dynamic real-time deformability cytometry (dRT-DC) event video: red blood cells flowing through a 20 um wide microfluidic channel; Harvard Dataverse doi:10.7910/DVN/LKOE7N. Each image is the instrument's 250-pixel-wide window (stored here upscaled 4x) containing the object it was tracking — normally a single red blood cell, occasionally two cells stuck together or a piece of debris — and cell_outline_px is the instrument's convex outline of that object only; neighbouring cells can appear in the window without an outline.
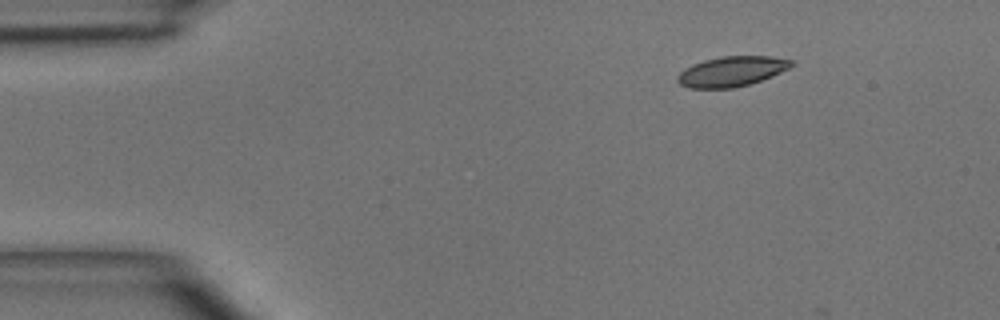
{"species": "common noctule bat (a hibernating species)", "species_latin": "Nyctalus noctula", "temperature_condition": "room temperature", "stored_images_in_passage": 4, "segment_of_instrument_passage": [2, 2], "camera_frame_rate_fps": 3000, "um_per_image_px": 0.085, "animal": {"sex": "male", "body_mass_g": 15.6}, "frame": {"image": 1, "passage_image": 4, "time_ms": 3.667, "image_size_px": [1000, 320], "cell_outline_px": [[796, 64], [772, 76], [748, 84], [732, 88], [688, 88], [680, 84], [676, 80], [676, 76], [684, 68], [692, 64], [704, 60], [720, 56], [768, 56], [792, 60]], "centroid_in_image_um": [62.15, 6.06], "position_along_channel_um": 22.8, "area_um2": 19.94}}